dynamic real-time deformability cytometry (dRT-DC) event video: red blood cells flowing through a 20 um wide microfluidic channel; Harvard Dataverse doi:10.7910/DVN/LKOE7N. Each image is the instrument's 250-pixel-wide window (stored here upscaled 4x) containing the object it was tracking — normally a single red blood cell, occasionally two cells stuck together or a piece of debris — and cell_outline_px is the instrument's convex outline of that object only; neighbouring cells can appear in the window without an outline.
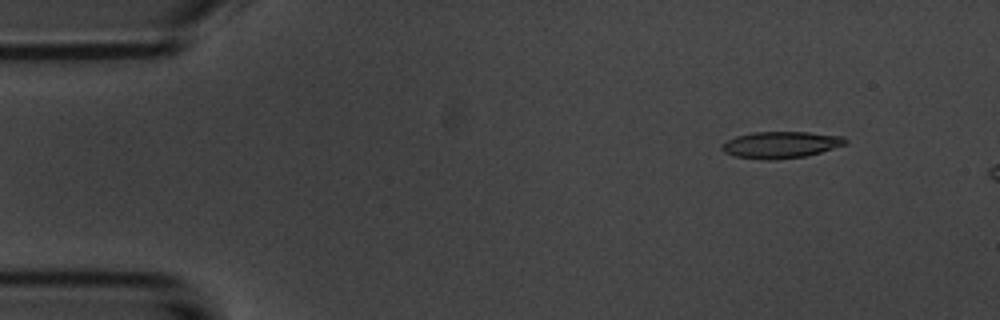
{"species": "common noctule bat (a hibernating species)", "species_latin": "Nyctalus noctula", "temperature_condition": "room temperature", "stored_images_in_passage": 3, "camera_frame_rate_fps": 3000, "um_per_image_px": 0.085, "animal": {"sex": "male", "body_mass_g": 20.1, "forearm_length_mm": 53.5}, "frame": {"image": 1, "passage_image": 1, "time_ms": 0.0, "image_size_px": [1000, 320], "cell_outline_px": [[848, 140], [844, 144], [820, 152], [804, 156], [772, 160], [764, 160], [736, 156], [724, 152], [720, 148], [720, 144], [724, 140], [736, 136], [752, 132], [808, 132], [844, 136]], "centroid_in_image_um": [66.3, 12.3], "position_along_channel_um": 18.7, "area_um2": 19.19}}